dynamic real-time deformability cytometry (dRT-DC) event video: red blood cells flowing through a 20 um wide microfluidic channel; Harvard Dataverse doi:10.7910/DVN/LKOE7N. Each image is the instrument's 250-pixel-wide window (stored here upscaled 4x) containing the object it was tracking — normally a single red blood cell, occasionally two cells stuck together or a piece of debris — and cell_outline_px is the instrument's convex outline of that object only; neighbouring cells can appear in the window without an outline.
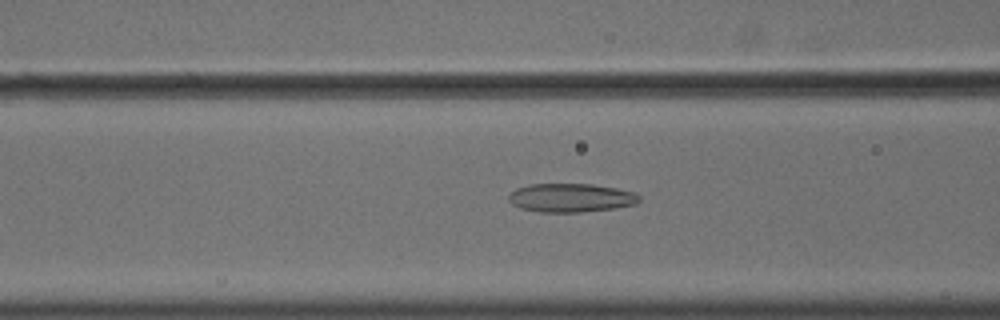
{"species": "common noctule bat (a hibernating species)", "species_latin": "Nyctalus noctula", "temperature_condition": "cold", "stored_images_in_passage": 56, "camera_frame_rate_fps": 3000, "um_per_image_px": 0.085, "animal": {"sex": "male", "body_mass_g": 18.8}, "frame": {"image": 1, "passage_image": 23, "time_ms": 7.333, "image_size_px": [1000, 320], "cell_outline_px": [[640, 200], [636, 204], [616, 208], [580, 212], [540, 212], [520, 208], [512, 204], [508, 200], [508, 196], [516, 188], [528, 184], [592, 184], [616, 188], [636, 192], [640, 196]], "centroid_in_image_um": [48.54, 16.81], "position_along_channel_um": 118.1, "area_um2": 21.96}}
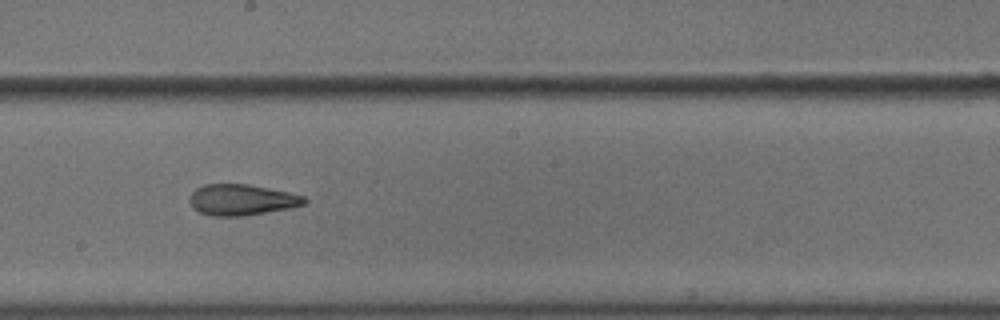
{"frame": {"image": 2, "passage_image": 32, "time_ms": 10.333, "image_size_px": [1000, 320], "cell_outline_px": [[308, 200], [304, 204], [292, 208], [244, 216], [212, 216], [200, 212], [192, 208], [188, 200], [192, 192], [196, 188], [204, 184], [248, 184], [288, 192], [304, 196]], "centroid_in_image_um": [20.53, 16.99], "position_along_channel_um": 227.7, "area_um2": 20.87}}
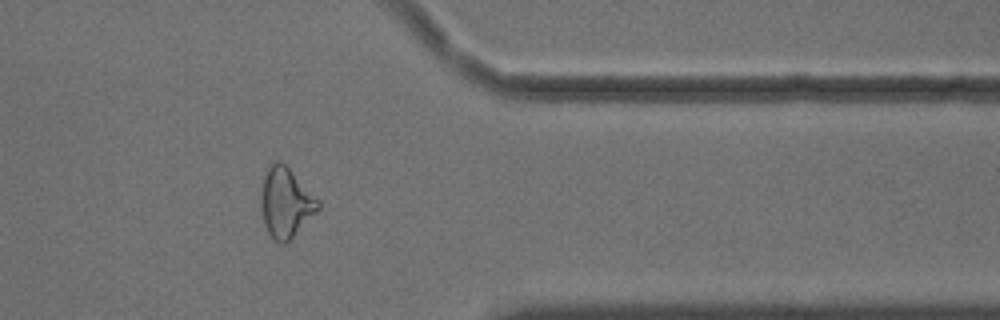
{"frame": {"image": 3, "passage_image": 46, "time_ms": 15.0, "image_size_px": [1000, 320], "cell_outline_px": [[320, 208], [284, 244], [280, 244], [268, 232], [264, 224], [260, 204], [260, 196], [264, 176], [268, 168], [276, 160], [280, 160], [320, 200]], "centroid_in_image_um": [24.27, 17.21], "position_along_channel_um": 387.1, "area_um2": 22.77}, "authors_computed_cell_mechanics": {"area_um2": 22.8888, "velocity_mm_per_s": 3.6391, "shape_relaxation_time_tau1_ms": null, "shape_relaxation_time_tau2_ms": 2.5368, "deformation_change_tau1": null, "deformation_change_tau2": 0.1065}}